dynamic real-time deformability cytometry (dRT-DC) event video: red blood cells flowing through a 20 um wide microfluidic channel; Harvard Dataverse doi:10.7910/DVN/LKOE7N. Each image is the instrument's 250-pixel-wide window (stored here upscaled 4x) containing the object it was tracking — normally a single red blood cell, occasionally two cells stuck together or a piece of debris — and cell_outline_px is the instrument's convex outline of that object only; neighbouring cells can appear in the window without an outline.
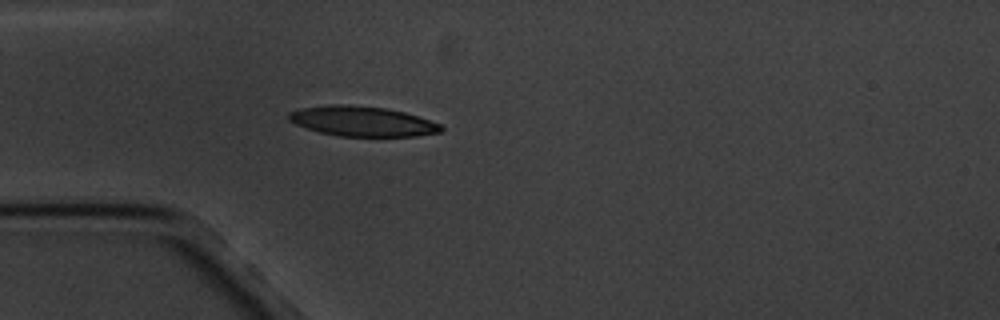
{"species": "common noctule bat (a hibernating species)", "species_latin": "Nyctalus noctula", "temperature_condition": "cold", "stored_images_in_passage": 5, "camera_frame_rate_fps": 3000, "um_per_image_px": 0.085, "animal": {"sex": "male", "body_mass_g": 20.1, "forearm_length_mm": 53.5}, "frame": {"image": 1, "passage_image": 5, "time_ms": 4.667, "image_size_px": [1000, 320], "cell_outline_px": [[444, 128], [440, 132], [416, 136], [340, 136], [320, 132], [296, 124], [288, 120], [288, 112], [304, 108], [332, 104], [348, 104], [384, 108], [404, 112], [440, 124]], "centroid_in_image_um": [30.78, 10.31], "position_along_channel_um": 54.2, "area_um2": 26.3}}